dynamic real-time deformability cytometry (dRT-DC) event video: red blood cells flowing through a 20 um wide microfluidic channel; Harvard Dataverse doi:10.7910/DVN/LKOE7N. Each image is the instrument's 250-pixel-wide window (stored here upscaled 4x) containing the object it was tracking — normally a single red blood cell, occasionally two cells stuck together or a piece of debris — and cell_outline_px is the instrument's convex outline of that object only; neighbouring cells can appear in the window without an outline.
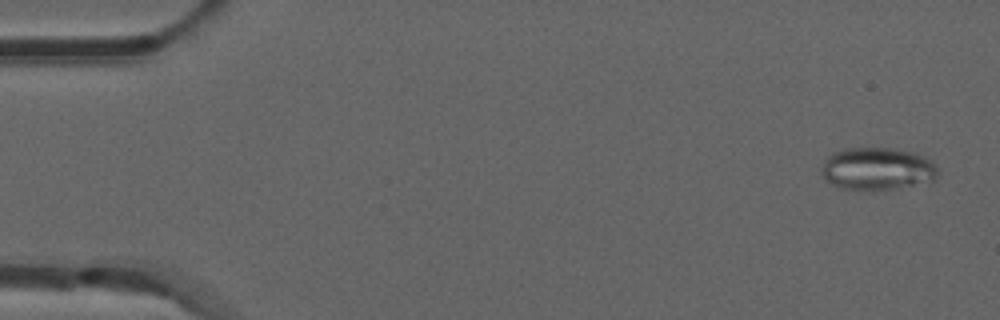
{"species": "common noctule bat (a hibernating species)", "species_latin": "Nyctalus noctula", "temperature_condition": "room temperature", "stored_images_in_passage": 52, "camera_frame_rate_fps": 3000, "um_per_image_px": 0.085, "animal": {"sex": "male", "forearm_length_mm": 52.5}, "frame": {"image": 1, "passage_image": 2, "time_ms": 0.333, "image_size_px": [1000, 320], "cell_outline_px": [[936, 180], [896, 188], [872, 192], [864, 192], [840, 188], [832, 184], [824, 176], [824, 160], [832, 152], [844, 148], [888, 148], [908, 152], [920, 156], [928, 160], [936, 168]], "centroid_in_image_um": [74.51, 14.38], "position_along_channel_um": 10.5, "area_um2": 28.61}}
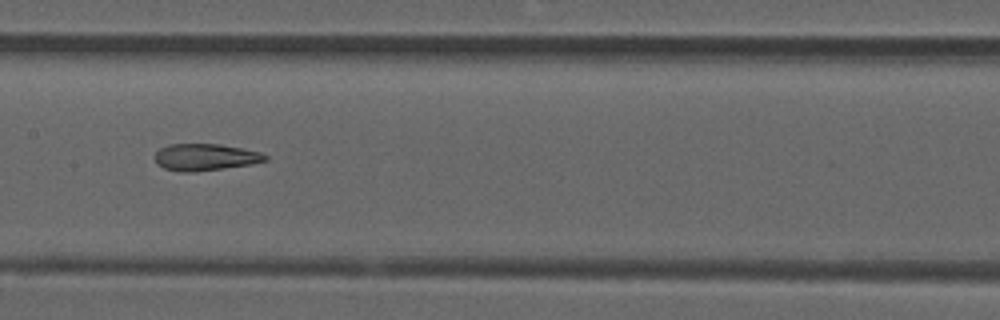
{"frame": {"image": 2, "passage_image": 26, "time_ms": 8.333, "image_size_px": [1000, 320], "cell_outline_px": [[268, 160], [252, 164], [196, 172], [180, 172], [164, 168], [156, 164], [156, 152], [160, 148], [168, 144], [220, 144], [260, 152], [268, 156]], "centroid_in_image_um": [17.44, 13.36], "position_along_channel_um": 190.0, "area_um2": 17.28}}
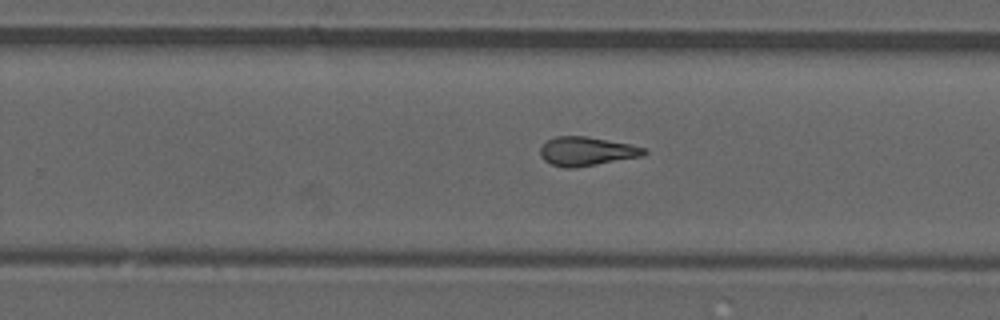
{"frame": {"image": 3, "passage_image": 33, "time_ms": 10.667, "image_size_px": [1000, 320], "cell_outline_px": [[648, 152], [644, 156], [576, 168], [564, 168], [552, 164], [544, 160], [540, 156], [540, 148], [548, 140], [556, 136], [588, 136], [632, 144], [648, 148]], "centroid_in_image_um": [49.92, 12.86], "position_along_channel_um": 279.9, "area_um2": 17.8}, "authors_computed_cell_mechanics": {"area_um2": 18.0047, "velocity_mm_per_s": 3.8823, "shape_relaxation_time_tau1_ms": null, "shape_relaxation_time_tau2_ms": 3.3443, "deformation_change_tau1": null, "deformation_change_tau2": 0.1315}}